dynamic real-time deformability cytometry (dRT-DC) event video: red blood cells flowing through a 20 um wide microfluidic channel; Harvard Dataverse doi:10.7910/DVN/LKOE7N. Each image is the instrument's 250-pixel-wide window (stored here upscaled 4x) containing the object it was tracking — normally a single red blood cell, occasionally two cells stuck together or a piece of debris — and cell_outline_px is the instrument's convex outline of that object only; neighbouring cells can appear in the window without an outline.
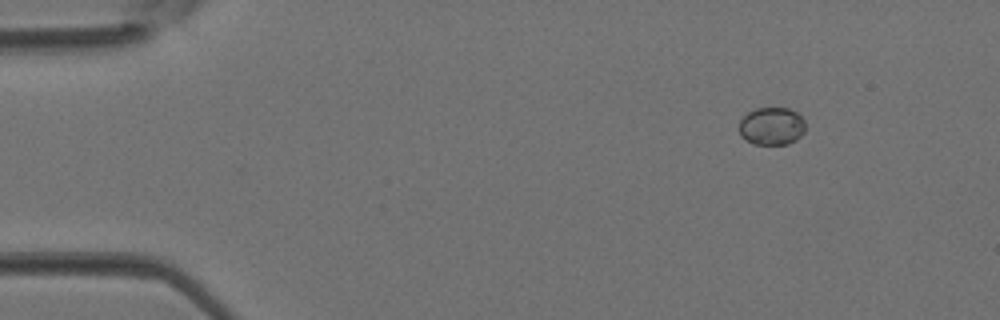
{"species": "Egyptian fruit bat (a non-hibernating species)", "species_latin": "Rousettus aegyptiacus", "temperature_condition": "room temperature", "stored_images_in_passage": 4, "camera_frame_rate_fps": 3000, "um_per_image_px": 0.085, "animal": {"sex": "female"}, "frame": {"image": 1, "passage_image": 2, "time_ms": 0.333, "image_size_px": [1000, 320], "cell_outline_px": [[804, 132], [796, 140], [788, 144], [752, 144], [744, 140], [740, 136], [740, 120], [748, 112], [756, 108], [788, 108], [796, 112], [804, 120]], "centroid_in_image_um": [65.58, 10.73], "position_along_channel_um": 19.4, "area_um2": 14.62}}
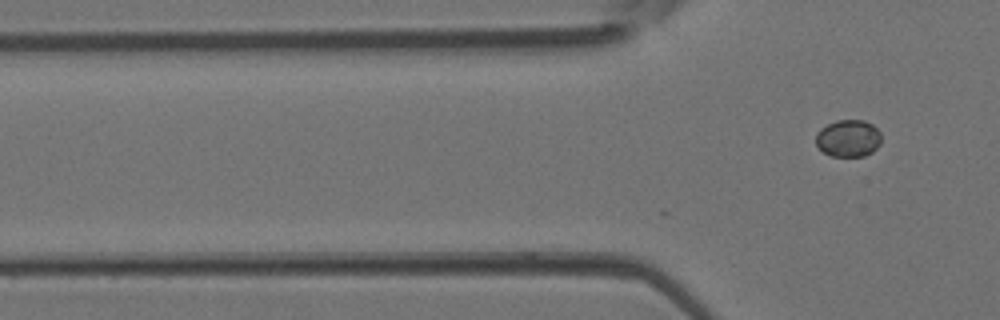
{"frame": {"image": 2, "passage_image": 4, "time_ms": 1.0, "image_size_px": [1000, 320], "cell_outline_px": [[880, 144], [872, 152], [864, 156], [832, 156], [824, 152], [816, 144], [816, 132], [820, 128], [836, 120], [864, 120], [872, 124], [880, 132]], "centroid_in_image_um": [72.1, 11.75], "position_along_channel_um": 53.7, "area_um2": 14.16}}